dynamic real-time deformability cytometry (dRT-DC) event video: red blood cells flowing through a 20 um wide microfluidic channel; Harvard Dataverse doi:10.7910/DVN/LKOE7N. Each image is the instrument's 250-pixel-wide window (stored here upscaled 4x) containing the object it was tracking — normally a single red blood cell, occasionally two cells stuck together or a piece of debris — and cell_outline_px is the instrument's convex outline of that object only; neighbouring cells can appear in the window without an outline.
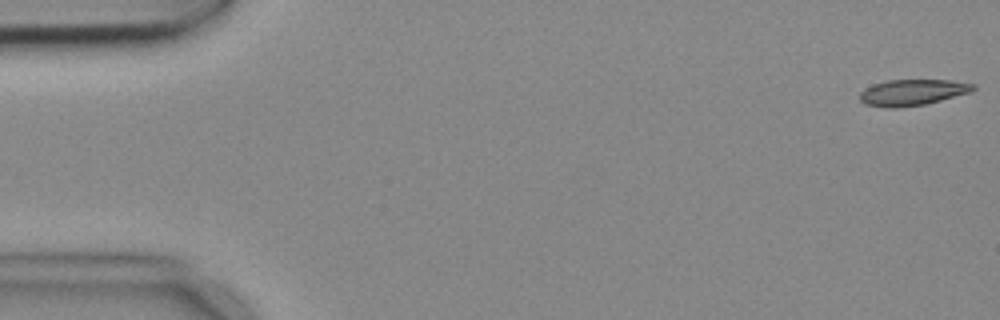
{"species": "common noctule bat (a hibernating species)", "species_latin": "Nyctalus noctula", "temperature_condition": "cold", "stored_images_in_passage": 5, "camera_frame_rate_fps": 3000, "um_per_image_px": 0.085, "animal": {"sex": "female", "body_mass_g": 18.4}, "frame": {"image": 1, "passage_image": 1, "time_ms": 0.0, "image_size_px": [1000, 320], "cell_outline_px": [[976, 88], [972, 92], [924, 104], [896, 108], [888, 108], [864, 104], [860, 100], [860, 92], [864, 88], [872, 84], [888, 80], [948, 80], [976, 84]], "centroid_in_image_um": [77.54, 7.85], "position_along_channel_um": 7.5, "area_um2": 17.28}}
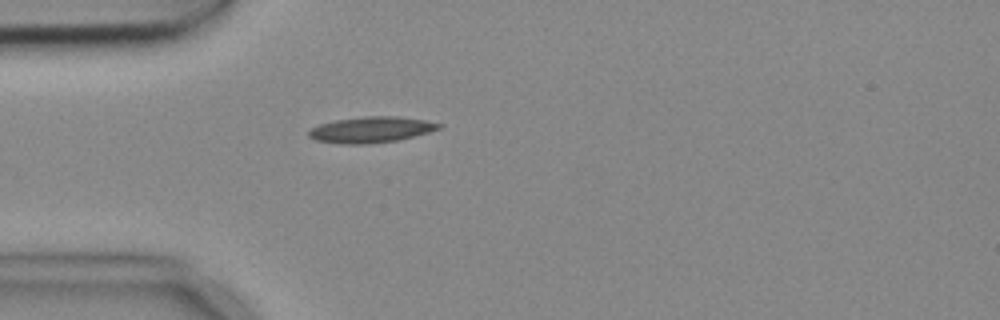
{"frame": {"image": 2, "passage_image": 5, "time_ms": 1.333, "image_size_px": [1000, 320], "cell_outline_px": [[444, 124], [440, 128], [428, 132], [396, 140], [364, 144], [344, 144], [316, 140], [308, 136], [308, 132], [312, 128], [320, 124], [336, 120], [364, 116], [396, 116], [424, 120]], "centroid_in_image_um": [31.53, 11.01], "position_along_channel_um": 53.5, "area_um2": 19.36}}